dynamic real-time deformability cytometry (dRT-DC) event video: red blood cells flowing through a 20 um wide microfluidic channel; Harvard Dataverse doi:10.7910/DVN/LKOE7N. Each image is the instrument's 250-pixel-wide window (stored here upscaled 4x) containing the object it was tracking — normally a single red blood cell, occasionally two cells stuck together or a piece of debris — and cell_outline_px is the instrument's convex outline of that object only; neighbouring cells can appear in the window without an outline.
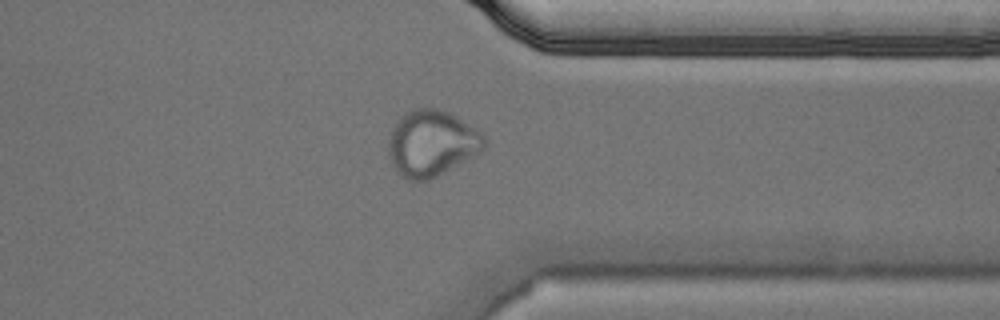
{"species": "Egyptian fruit bat (a non-hibernating species)", "species_latin": "Rousettus aegyptiacus", "temperature_condition": "cold", "stored_images_in_passage": 44, "camera_frame_rate_fps": 3000, "um_per_image_px": 0.085, "animal": {"sex": "male"}, "frame": {"image": 1, "passage_image": 32, "time_ms": 10.333, "image_size_px": [1000, 320], "cell_outline_px": [[488, 144], [480, 152], [444, 172], [428, 180], [412, 184], [400, 176], [396, 172], [388, 156], [388, 140], [392, 128], [396, 120], [400, 116], [412, 108], [436, 108], [448, 112], [456, 116], [476, 128], [488, 136]], "centroid_in_image_um": [36.68, 12.19], "position_along_channel_um": 374.7, "area_um2": 37.69}}